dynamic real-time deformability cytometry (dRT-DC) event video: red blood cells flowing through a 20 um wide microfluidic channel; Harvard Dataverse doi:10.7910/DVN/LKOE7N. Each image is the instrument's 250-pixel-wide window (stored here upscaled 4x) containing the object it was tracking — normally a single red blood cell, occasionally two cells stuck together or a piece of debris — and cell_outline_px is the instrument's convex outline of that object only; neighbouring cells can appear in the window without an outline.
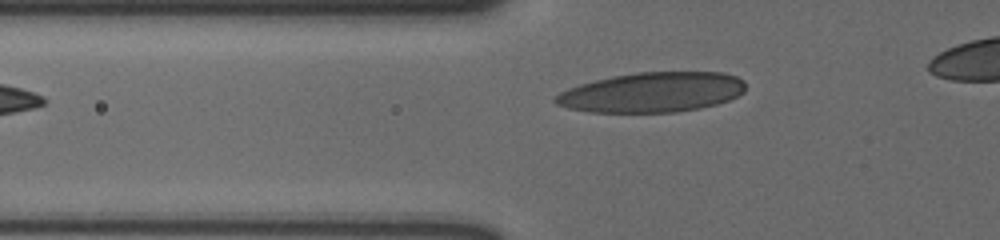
{"species": "human", "species_latin": "Homo sapiens", "temperature_condition": "cold", "stored_images_in_passage": 36, "camera_frame_rate_fps": 3000, "um_per_image_px": 0.085, "donor": {"sex": "male"}, "frame": {"image": 1, "passage_image": 4, "time_ms": 1.0, "image_size_px": [1000, 240], "cell_outline_px": [[744, 92], [728, 100], [716, 104], [700, 108], [676, 112], [588, 112], [568, 108], [556, 104], [552, 100], [560, 92], [568, 88], [580, 84], [612, 76], [636, 72], [724, 72], [736, 76], [744, 80]], "centroid_in_image_um": [55.42, 7.84], "position_along_channel_um": 70.4, "area_um2": 44.27}}
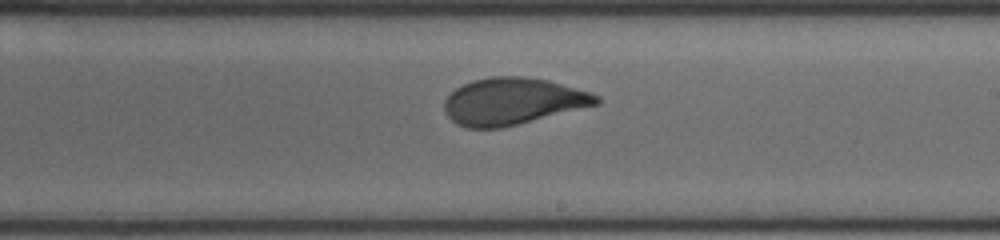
{"frame": {"image": 2, "passage_image": 19, "time_ms": 6.0, "image_size_px": [1000, 240], "cell_outline_px": [[600, 104], [500, 128], [468, 128], [456, 124], [444, 112], [444, 100], [456, 88], [472, 80], [488, 76], [524, 76], [548, 80], [588, 92], [600, 96]], "centroid_in_image_um": [43.55, 8.6], "position_along_channel_um": 245.4, "area_um2": 41.38}}
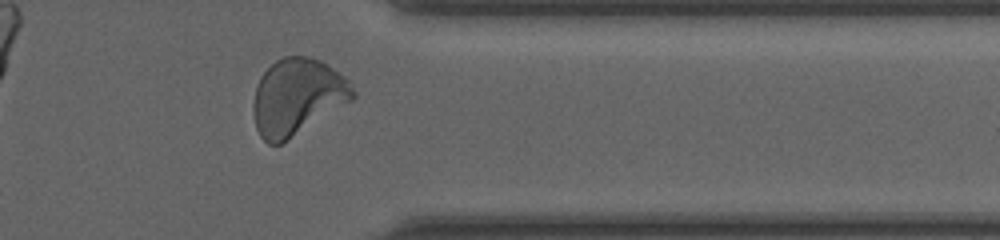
{"frame": {"image": 3, "passage_image": 31, "time_ms": 10.0, "image_size_px": [1000, 240], "cell_outline_px": [[356, 96], [352, 100], [280, 144], [268, 144], [260, 136], [256, 128], [252, 108], [252, 104], [256, 88], [260, 76], [276, 60], [284, 56], [308, 56], [320, 60], [344, 76], [348, 80], [356, 92]], "centroid_in_image_um": [25.25, 8.22], "position_along_channel_um": 386.2, "area_um2": 43.99}}